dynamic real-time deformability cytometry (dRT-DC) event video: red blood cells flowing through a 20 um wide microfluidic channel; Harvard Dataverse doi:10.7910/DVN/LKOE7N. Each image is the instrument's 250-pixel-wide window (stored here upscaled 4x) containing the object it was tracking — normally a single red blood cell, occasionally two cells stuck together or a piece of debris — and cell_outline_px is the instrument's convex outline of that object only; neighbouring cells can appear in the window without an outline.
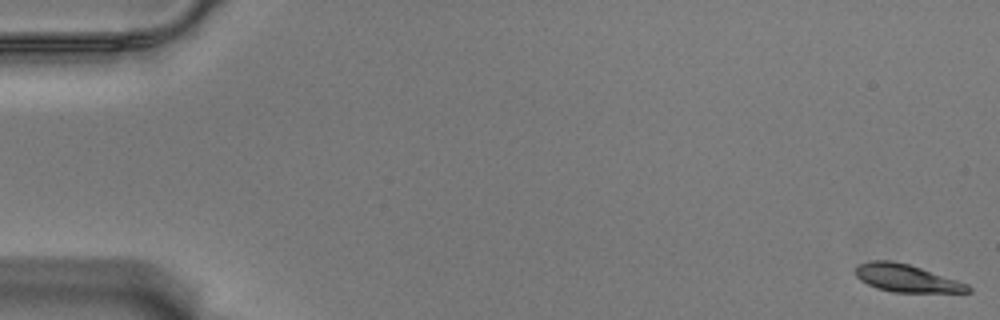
{"species": "Egyptian fruit bat (a non-hibernating species)", "species_latin": "Rousettus aegyptiacus", "temperature_condition": "warm", "stored_images_in_passage": 58, "camera_frame_rate_fps": 3000, "um_per_image_px": 0.085, "animal": {"sex": "male"}, "frame": {"image": 1, "passage_image": 1, "time_ms": 0.0, "image_size_px": [1000, 320], "cell_outline_px": [[972, 292], [892, 292], [876, 288], [860, 280], [852, 272], [860, 264], [872, 260], [892, 260], [908, 264], [968, 284], [972, 288]], "centroid_in_image_um": [77.01, 23.65], "position_along_channel_um": 8.0, "area_um2": 17.98}}
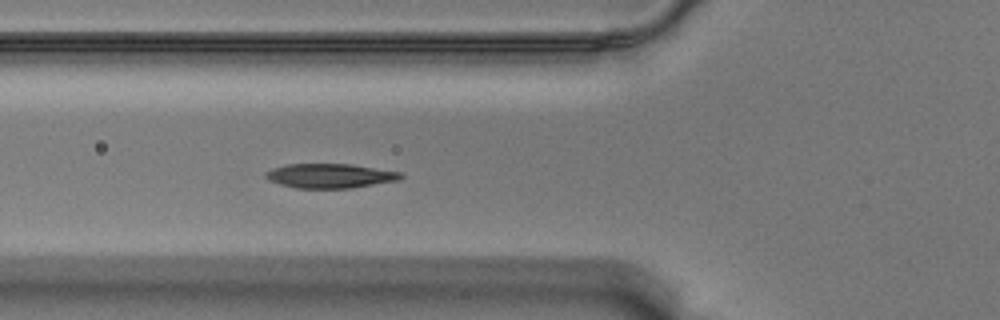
{"frame": {"image": 2, "passage_image": 22, "time_ms": 7.0, "image_size_px": [1000, 320], "cell_outline_px": [[404, 176], [400, 180], [352, 188], [296, 188], [280, 184], [268, 180], [264, 176], [268, 172], [276, 168], [288, 164], [352, 164], [404, 172]], "centroid_in_image_um": [28.15, 14.95], "position_along_channel_um": 97.7, "area_um2": 19.25}}
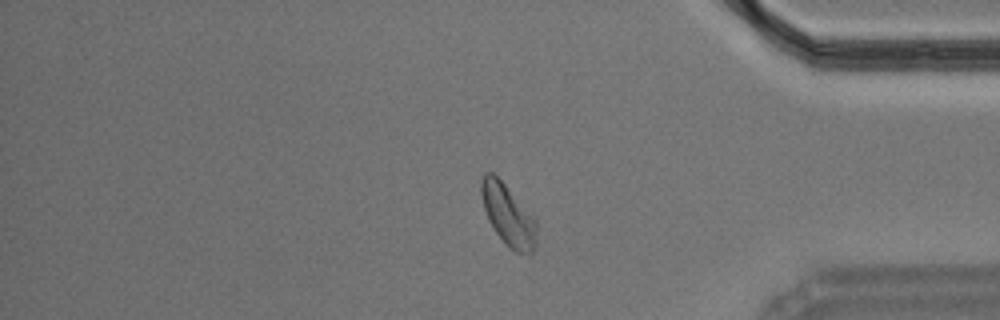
{"frame": {"image": 3, "passage_image": 49, "time_ms": 16.0, "image_size_px": [1000, 320], "cell_outline_px": [[536, 244], [532, 252], [528, 256], [516, 252], [508, 248], [504, 244], [488, 220], [484, 208], [480, 192], [480, 180], [484, 172], [492, 172], [504, 184], [536, 220]], "centroid_in_image_um": [43.17, 18.31], "position_along_channel_um": 392.0, "area_um2": 19.71}, "authors_computed_cell_mechanics": {"area_um2": 19.0451, "velocity_mm_per_s": 3.4935, "shape_relaxation_time_tau1_ms": 2.9153, "shape_relaxation_time_tau2_ms": 3.4299, "deformation_change_tau1": 0.1439, "deformation_change_tau2": 0.051}}